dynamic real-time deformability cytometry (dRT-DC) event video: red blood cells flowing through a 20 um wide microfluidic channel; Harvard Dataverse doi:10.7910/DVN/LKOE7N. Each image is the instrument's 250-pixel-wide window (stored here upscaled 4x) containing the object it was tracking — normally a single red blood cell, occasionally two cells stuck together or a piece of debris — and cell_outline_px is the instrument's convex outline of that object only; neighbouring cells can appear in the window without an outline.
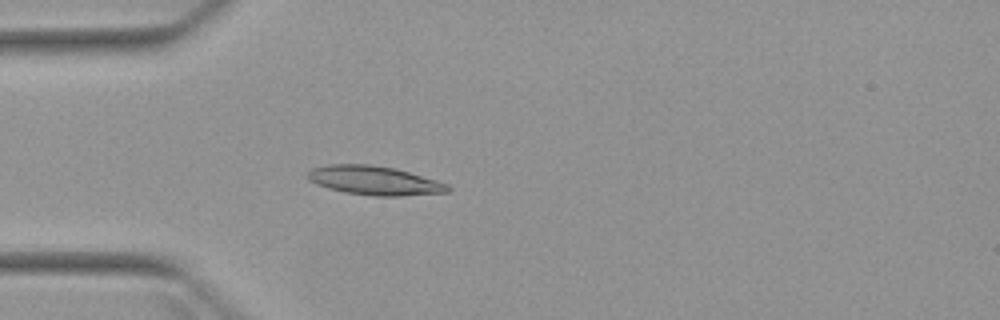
{"species": "Egyptian fruit bat (a non-hibernating species)", "species_latin": "Rousettus aegyptiacus", "temperature_condition": "warm", "stored_images_in_passage": 5, "camera_frame_rate_fps": 3000, "um_per_image_px": 0.085, "animal": {"sex": "female"}, "frame": {"image": 1, "passage_image": 5, "time_ms": 4.667, "image_size_px": [1000, 320], "cell_outline_px": [[452, 188], [448, 192], [400, 196], [372, 196], [344, 192], [328, 188], [316, 184], [308, 180], [308, 172], [312, 168], [328, 164], [372, 164], [396, 168], [436, 180], [448, 184]], "centroid_in_image_um": [31.82, 15.34], "position_along_channel_um": 53.2, "area_um2": 23.81}}